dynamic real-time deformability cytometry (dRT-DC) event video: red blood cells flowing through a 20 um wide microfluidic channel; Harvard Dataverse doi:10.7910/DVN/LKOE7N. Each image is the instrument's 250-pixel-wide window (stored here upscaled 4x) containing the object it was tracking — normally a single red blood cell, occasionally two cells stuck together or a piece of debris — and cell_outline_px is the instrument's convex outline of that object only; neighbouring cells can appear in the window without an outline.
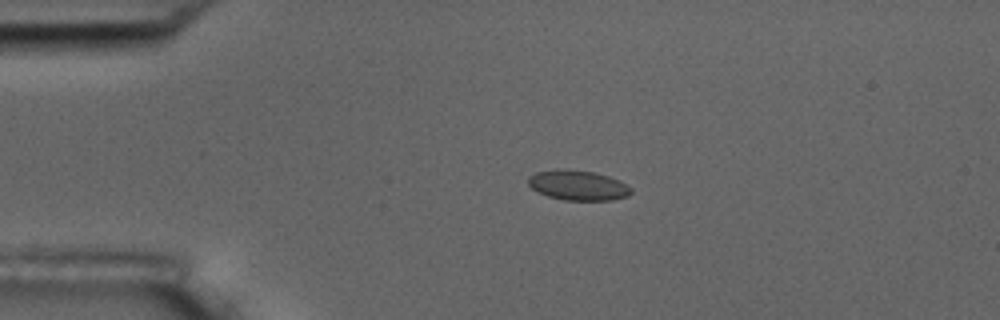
{"species": "common noctule bat (a hibernating species)", "species_latin": "Nyctalus noctula", "temperature_condition": "room temperature", "stored_images_in_passage": 3, "camera_frame_rate_fps": 3000, "um_per_image_px": 0.085, "animal": {"sex": "male", "body_mass_g": 17.5, "forearm_length_mm": 52.3}, "frame": {"image": 1, "passage_image": 2, "time_ms": 0.333, "image_size_px": [1000, 320], "cell_outline_px": [[632, 192], [628, 196], [612, 200], [564, 200], [548, 196], [536, 192], [528, 184], [528, 176], [536, 172], [592, 172], [608, 176], [620, 180], [632, 188]], "centroid_in_image_um": [49.18, 15.81], "position_along_channel_um": 35.8, "area_um2": 17.28}}